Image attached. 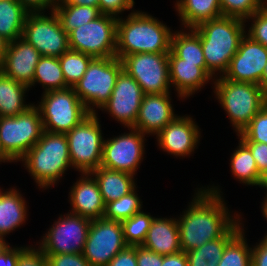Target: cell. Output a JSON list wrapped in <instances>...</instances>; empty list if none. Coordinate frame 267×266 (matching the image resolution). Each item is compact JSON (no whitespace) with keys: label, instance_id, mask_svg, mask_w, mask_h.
Segmentation results:
<instances>
[{"label":"cell","instance_id":"obj_1","mask_svg":"<svg viewBox=\"0 0 267 266\" xmlns=\"http://www.w3.org/2000/svg\"><path fill=\"white\" fill-rule=\"evenodd\" d=\"M220 192L214 186L200 188L189 208L177 219L181 251L199 248L222 237L240 219L238 214L231 217Z\"/></svg>","mask_w":267,"mask_h":266},{"label":"cell","instance_id":"obj_2","mask_svg":"<svg viewBox=\"0 0 267 266\" xmlns=\"http://www.w3.org/2000/svg\"><path fill=\"white\" fill-rule=\"evenodd\" d=\"M172 34L160 20L133 10L126 20L118 17L116 57L121 60L130 54L169 53Z\"/></svg>","mask_w":267,"mask_h":266},{"label":"cell","instance_id":"obj_3","mask_svg":"<svg viewBox=\"0 0 267 266\" xmlns=\"http://www.w3.org/2000/svg\"><path fill=\"white\" fill-rule=\"evenodd\" d=\"M244 23L246 21L239 18L220 16L193 28L200 37L207 74L211 78L217 71L220 76L226 72L247 32Z\"/></svg>","mask_w":267,"mask_h":266},{"label":"cell","instance_id":"obj_4","mask_svg":"<svg viewBox=\"0 0 267 266\" xmlns=\"http://www.w3.org/2000/svg\"><path fill=\"white\" fill-rule=\"evenodd\" d=\"M40 188H49L72 167L66 134L43 131L41 138L19 160Z\"/></svg>","mask_w":267,"mask_h":266},{"label":"cell","instance_id":"obj_5","mask_svg":"<svg viewBox=\"0 0 267 266\" xmlns=\"http://www.w3.org/2000/svg\"><path fill=\"white\" fill-rule=\"evenodd\" d=\"M214 79L216 98L239 134L267 103L266 93L258 84L228 80L222 75Z\"/></svg>","mask_w":267,"mask_h":266},{"label":"cell","instance_id":"obj_6","mask_svg":"<svg viewBox=\"0 0 267 266\" xmlns=\"http://www.w3.org/2000/svg\"><path fill=\"white\" fill-rule=\"evenodd\" d=\"M43 93L36 107L40 111L44 131L66 134L90 114L73 87Z\"/></svg>","mask_w":267,"mask_h":266},{"label":"cell","instance_id":"obj_7","mask_svg":"<svg viewBox=\"0 0 267 266\" xmlns=\"http://www.w3.org/2000/svg\"><path fill=\"white\" fill-rule=\"evenodd\" d=\"M122 70V61L117 57L91 60L83 77L73 87L90 113H96L94 106L100 109L109 100Z\"/></svg>","mask_w":267,"mask_h":266},{"label":"cell","instance_id":"obj_8","mask_svg":"<svg viewBox=\"0 0 267 266\" xmlns=\"http://www.w3.org/2000/svg\"><path fill=\"white\" fill-rule=\"evenodd\" d=\"M43 131L35 104L16 116L0 117V142L3 152L13 162L19 161L37 143Z\"/></svg>","mask_w":267,"mask_h":266},{"label":"cell","instance_id":"obj_9","mask_svg":"<svg viewBox=\"0 0 267 266\" xmlns=\"http://www.w3.org/2000/svg\"><path fill=\"white\" fill-rule=\"evenodd\" d=\"M97 116L90 113L66 133L71 165L81 173H91L101 164L104 138Z\"/></svg>","mask_w":267,"mask_h":266},{"label":"cell","instance_id":"obj_10","mask_svg":"<svg viewBox=\"0 0 267 266\" xmlns=\"http://www.w3.org/2000/svg\"><path fill=\"white\" fill-rule=\"evenodd\" d=\"M118 18L101 14L68 34L69 48L93 58L116 57Z\"/></svg>","mask_w":267,"mask_h":266},{"label":"cell","instance_id":"obj_11","mask_svg":"<svg viewBox=\"0 0 267 266\" xmlns=\"http://www.w3.org/2000/svg\"><path fill=\"white\" fill-rule=\"evenodd\" d=\"M29 12L25 19L22 38L36 48L41 56L60 57L68 51L69 38L54 11ZM43 14V15H42Z\"/></svg>","mask_w":267,"mask_h":266},{"label":"cell","instance_id":"obj_12","mask_svg":"<svg viewBox=\"0 0 267 266\" xmlns=\"http://www.w3.org/2000/svg\"><path fill=\"white\" fill-rule=\"evenodd\" d=\"M169 53H137L124 56L126 71L140 85L144 94L170 93Z\"/></svg>","mask_w":267,"mask_h":266},{"label":"cell","instance_id":"obj_13","mask_svg":"<svg viewBox=\"0 0 267 266\" xmlns=\"http://www.w3.org/2000/svg\"><path fill=\"white\" fill-rule=\"evenodd\" d=\"M126 246L121 222L102 217L91 221L82 254L91 266H107Z\"/></svg>","mask_w":267,"mask_h":266},{"label":"cell","instance_id":"obj_14","mask_svg":"<svg viewBox=\"0 0 267 266\" xmlns=\"http://www.w3.org/2000/svg\"><path fill=\"white\" fill-rule=\"evenodd\" d=\"M62 215L49 229L40 248L45 255L82 253L91 224L90 219L73 213Z\"/></svg>","mask_w":267,"mask_h":266},{"label":"cell","instance_id":"obj_15","mask_svg":"<svg viewBox=\"0 0 267 266\" xmlns=\"http://www.w3.org/2000/svg\"><path fill=\"white\" fill-rule=\"evenodd\" d=\"M128 129L130 133L104 140L100 166L135 175L145 151V134L132 127Z\"/></svg>","mask_w":267,"mask_h":266},{"label":"cell","instance_id":"obj_16","mask_svg":"<svg viewBox=\"0 0 267 266\" xmlns=\"http://www.w3.org/2000/svg\"><path fill=\"white\" fill-rule=\"evenodd\" d=\"M144 92L140 85L126 71L122 70L109 100L100 110H106L116 121L124 127L131 128L138 118Z\"/></svg>","mask_w":267,"mask_h":266},{"label":"cell","instance_id":"obj_17","mask_svg":"<svg viewBox=\"0 0 267 266\" xmlns=\"http://www.w3.org/2000/svg\"><path fill=\"white\" fill-rule=\"evenodd\" d=\"M266 63L267 47L245 34L223 77L259 85Z\"/></svg>","mask_w":267,"mask_h":266},{"label":"cell","instance_id":"obj_18","mask_svg":"<svg viewBox=\"0 0 267 266\" xmlns=\"http://www.w3.org/2000/svg\"><path fill=\"white\" fill-rule=\"evenodd\" d=\"M40 57L41 55L36 48L22 37L18 38L8 43L0 71L30 88Z\"/></svg>","mask_w":267,"mask_h":266},{"label":"cell","instance_id":"obj_19","mask_svg":"<svg viewBox=\"0 0 267 266\" xmlns=\"http://www.w3.org/2000/svg\"><path fill=\"white\" fill-rule=\"evenodd\" d=\"M191 117L176 116L156 136L163 151L174 156H188L200 140V132Z\"/></svg>","mask_w":267,"mask_h":266},{"label":"cell","instance_id":"obj_20","mask_svg":"<svg viewBox=\"0 0 267 266\" xmlns=\"http://www.w3.org/2000/svg\"><path fill=\"white\" fill-rule=\"evenodd\" d=\"M173 110L170 93L144 94L138 118L132 128L145 135H157L177 116Z\"/></svg>","mask_w":267,"mask_h":266},{"label":"cell","instance_id":"obj_21","mask_svg":"<svg viewBox=\"0 0 267 266\" xmlns=\"http://www.w3.org/2000/svg\"><path fill=\"white\" fill-rule=\"evenodd\" d=\"M81 176L69 192L71 213L90 220L102 218L105 212V203L99 185L91 173H82Z\"/></svg>","mask_w":267,"mask_h":266},{"label":"cell","instance_id":"obj_22","mask_svg":"<svg viewBox=\"0 0 267 266\" xmlns=\"http://www.w3.org/2000/svg\"><path fill=\"white\" fill-rule=\"evenodd\" d=\"M170 85L175 87L178 96L187 98L201 89L211 78L198 63L185 62L171 50L168 56Z\"/></svg>","mask_w":267,"mask_h":266},{"label":"cell","instance_id":"obj_23","mask_svg":"<svg viewBox=\"0 0 267 266\" xmlns=\"http://www.w3.org/2000/svg\"><path fill=\"white\" fill-rule=\"evenodd\" d=\"M142 246L161 255L181 251L177 219L154 217Z\"/></svg>","mask_w":267,"mask_h":266},{"label":"cell","instance_id":"obj_24","mask_svg":"<svg viewBox=\"0 0 267 266\" xmlns=\"http://www.w3.org/2000/svg\"><path fill=\"white\" fill-rule=\"evenodd\" d=\"M97 181L105 205L127 195L136 188L134 175L99 166L91 172Z\"/></svg>","mask_w":267,"mask_h":266},{"label":"cell","instance_id":"obj_25","mask_svg":"<svg viewBox=\"0 0 267 266\" xmlns=\"http://www.w3.org/2000/svg\"><path fill=\"white\" fill-rule=\"evenodd\" d=\"M175 6L187 30L222 16L220 0H177Z\"/></svg>","mask_w":267,"mask_h":266},{"label":"cell","instance_id":"obj_26","mask_svg":"<svg viewBox=\"0 0 267 266\" xmlns=\"http://www.w3.org/2000/svg\"><path fill=\"white\" fill-rule=\"evenodd\" d=\"M26 201L16 188L0 192V236L14 231L26 221Z\"/></svg>","mask_w":267,"mask_h":266},{"label":"cell","instance_id":"obj_27","mask_svg":"<svg viewBox=\"0 0 267 266\" xmlns=\"http://www.w3.org/2000/svg\"><path fill=\"white\" fill-rule=\"evenodd\" d=\"M240 221L238 220L222 237L185 252L188 266H217L227 243L242 229Z\"/></svg>","mask_w":267,"mask_h":266},{"label":"cell","instance_id":"obj_28","mask_svg":"<svg viewBox=\"0 0 267 266\" xmlns=\"http://www.w3.org/2000/svg\"><path fill=\"white\" fill-rule=\"evenodd\" d=\"M29 88L0 71V117L16 116L27 111L33 104H24Z\"/></svg>","mask_w":267,"mask_h":266},{"label":"cell","instance_id":"obj_29","mask_svg":"<svg viewBox=\"0 0 267 266\" xmlns=\"http://www.w3.org/2000/svg\"><path fill=\"white\" fill-rule=\"evenodd\" d=\"M189 30V33L181 30L172 34L170 50L185 62L198 63L207 73L200 37L193 29Z\"/></svg>","mask_w":267,"mask_h":266},{"label":"cell","instance_id":"obj_30","mask_svg":"<svg viewBox=\"0 0 267 266\" xmlns=\"http://www.w3.org/2000/svg\"><path fill=\"white\" fill-rule=\"evenodd\" d=\"M28 13L17 0L0 1V34L9 42L21 38Z\"/></svg>","mask_w":267,"mask_h":266},{"label":"cell","instance_id":"obj_31","mask_svg":"<svg viewBox=\"0 0 267 266\" xmlns=\"http://www.w3.org/2000/svg\"><path fill=\"white\" fill-rule=\"evenodd\" d=\"M230 163L231 172L240 183L260 186L262 176L258 172L256 161L250 149L241 140L237 150L231 156Z\"/></svg>","mask_w":267,"mask_h":266},{"label":"cell","instance_id":"obj_32","mask_svg":"<svg viewBox=\"0 0 267 266\" xmlns=\"http://www.w3.org/2000/svg\"><path fill=\"white\" fill-rule=\"evenodd\" d=\"M42 84L44 92L68 88L58 57L41 56L35 67L33 82Z\"/></svg>","mask_w":267,"mask_h":266},{"label":"cell","instance_id":"obj_33","mask_svg":"<svg viewBox=\"0 0 267 266\" xmlns=\"http://www.w3.org/2000/svg\"><path fill=\"white\" fill-rule=\"evenodd\" d=\"M64 31L69 34L75 28L85 25L101 15L98 7L57 4L54 9Z\"/></svg>","mask_w":267,"mask_h":266},{"label":"cell","instance_id":"obj_34","mask_svg":"<svg viewBox=\"0 0 267 266\" xmlns=\"http://www.w3.org/2000/svg\"><path fill=\"white\" fill-rule=\"evenodd\" d=\"M242 228L226 245L217 266H251L252 248L247 244Z\"/></svg>","mask_w":267,"mask_h":266},{"label":"cell","instance_id":"obj_35","mask_svg":"<svg viewBox=\"0 0 267 266\" xmlns=\"http://www.w3.org/2000/svg\"><path fill=\"white\" fill-rule=\"evenodd\" d=\"M58 58L64 79L69 87H74L83 77L89 63L93 59L92 56L70 49Z\"/></svg>","mask_w":267,"mask_h":266},{"label":"cell","instance_id":"obj_36","mask_svg":"<svg viewBox=\"0 0 267 266\" xmlns=\"http://www.w3.org/2000/svg\"><path fill=\"white\" fill-rule=\"evenodd\" d=\"M142 211V202L140 201L136 188L120 197L119 199L109 202L105 205L104 218L114 221H125Z\"/></svg>","mask_w":267,"mask_h":266},{"label":"cell","instance_id":"obj_37","mask_svg":"<svg viewBox=\"0 0 267 266\" xmlns=\"http://www.w3.org/2000/svg\"><path fill=\"white\" fill-rule=\"evenodd\" d=\"M153 218L143 211L121 222L123 237L127 246H142Z\"/></svg>","mask_w":267,"mask_h":266},{"label":"cell","instance_id":"obj_38","mask_svg":"<svg viewBox=\"0 0 267 266\" xmlns=\"http://www.w3.org/2000/svg\"><path fill=\"white\" fill-rule=\"evenodd\" d=\"M220 4L222 16L247 21L250 16L264 7V0H220Z\"/></svg>","mask_w":267,"mask_h":266},{"label":"cell","instance_id":"obj_39","mask_svg":"<svg viewBox=\"0 0 267 266\" xmlns=\"http://www.w3.org/2000/svg\"><path fill=\"white\" fill-rule=\"evenodd\" d=\"M242 142H257L267 144V103L251 120V122L237 134Z\"/></svg>","mask_w":267,"mask_h":266},{"label":"cell","instance_id":"obj_40","mask_svg":"<svg viewBox=\"0 0 267 266\" xmlns=\"http://www.w3.org/2000/svg\"><path fill=\"white\" fill-rule=\"evenodd\" d=\"M248 19H252L253 23H251L252 25L249 28L247 35L254 41L267 47V10L263 7Z\"/></svg>","mask_w":267,"mask_h":266},{"label":"cell","instance_id":"obj_41","mask_svg":"<svg viewBox=\"0 0 267 266\" xmlns=\"http://www.w3.org/2000/svg\"><path fill=\"white\" fill-rule=\"evenodd\" d=\"M24 247L19 253V258L16 266H49L46 255L42 252L41 248Z\"/></svg>","mask_w":267,"mask_h":266},{"label":"cell","instance_id":"obj_42","mask_svg":"<svg viewBox=\"0 0 267 266\" xmlns=\"http://www.w3.org/2000/svg\"><path fill=\"white\" fill-rule=\"evenodd\" d=\"M49 266H91L82 253L46 255Z\"/></svg>","mask_w":267,"mask_h":266},{"label":"cell","instance_id":"obj_43","mask_svg":"<svg viewBox=\"0 0 267 266\" xmlns=\"http://www.w3.org/2000/svg\"><path fill=\"white\" fill-rule=\"evenodd\" d=\"M134 3V0H99V10L101 14L118 18L122 11L132 9Z\"/></svg>","mask_w":267,"mask_h":266},{"label":"cell","instance_id":"obj_44","mask_svg":"<svg viewBox=\"0 0 267 266\" xmlns=\"http://www.w3.org/2000/svg\"><path fill=\"white\" fill-rule=\"evenodd\" d=\"M251 151L259 174L262 176L267 172V144L257 142H243Z\"/></svg>","mask_w":267,"mask_h":266},{"label":"cell","instance_id":"obj_45","mask_svg":"<svg viewBox=\"0 0 267 266\" xmlns=\"http://www.w3.org/2000/svg\"><path fill=\"white\" fill-rule=\"evenodd\" d=\"M137 266H161L163 255L153 252L143 246H136Z\"/></svg>","mask_w":267,"mask_h":266},{"label":"cell","instance_id":"obj_46","mask_svg":"<svg viewBox=\"0 0 267 266\" xmlns=\"http://www.w3.org/2000/svg\"><path fill=\"white\" fill-rule=\"evenodd\" d=\"M107 266H137L136 246H126Z\"/></svg>","mask_w":267,"mask_h":266},{"label":"cell","instance_id":"obj_47","mask_svg":"<svg viewBox=\"0 0 267 266\" xmlns=\"http://www.w3.org/2000/svg\"><path fill=\"white\" fill-rule=\"evenodd\" d=\"M28 12H42L46 8L54 11L60 0H17Z\"/></svg>","mask_w":267,"mask_h":266},{"label":"cell","instance_id":"obj_48","mask_svg":"<svg viewBox=\"0 0 267 266\" xmlns=\"http://www.w3.org/2000/svg\"><path fill=\"white\" fill-rule=\"evenodd\" d=\"M251 266H267V241L262 240L252 248Z\"/></svg>","mask_w":267,"mask_h":266},{"label":"cell","instance_id":"obj_49","mask_svg":"<svg viewBox=\"0 0 267 266\" xmlns=\"http://www.w3.org/2000/svg\"><path fill=\"white\" fill-rule=\"evenodd\" d=\"M23 249V247L12 248L9 246L4 252L0 254V266H16L19 258V253Z\"/></svg>","mask_w":267,"mask_h":266},{"label":"cell","instance_id":"obj_50","mask_svg":"<svg viewBox=\"0 0 267 266\" xmlns=\"http://www.w3.org/2000/svg\"><path fill=\"white\" fill-rule=\"evenodd\" d=\"M161 266H188L185 252L179 251L175 254L163 255V263Z\"/></svg>","mask_w":267,"mask_h":266},{"label":"cell","instance_id":"obj_51","mask_svg":"<svg viewBox=\"0 0 267 266\" xmlns=\"http://www.w3.org/2000/svg\"><path fill=\"white\" fill-rule=\"evenodd\" d=\"M58 4H72L99 8V0H60Z\"/></svg>","mask_w":267,"mask_h":266},{"label":"cell","instance_id":"obj_52","mask_svg":"<svg viewBox=\"0 0 267 266\" xmlns=\"http://www.w3.org/2000/svg\"><path fill=\"white\" fill-rule=\"evenodd\" d=\"M9 41L0 34V65L4 59Z\"/></svg>","mask_w":267,"mask_h":266},{"label":"cell","instance_id":"obj_53","mask_svg":"<svg viewBox=\"0 0 267 266\" xmlns=\"http://www.w3.org/2000/svg\"><path fill=\"white\" fill-rule=\"evenodd\" d=\"M260 87L263 89V91L267 94V63L265 65L262 77H261V82H260Z\"/></svg>","mask_w":267,"mask_h":266},{"label":"cell","instance_id":"obj_54","mask_svg":"<svg viewBox=\"0 0 267 266\" xmlns=\"http://www.w3.org/2000/svg\"><path fill=\"white\" fill-rule=\"evenodd\" d=\"M13 162L4 152L0 142V162Z\"/></svg>","mask_w":267,"mask_h":266},{"label":"cell","instance_id":"obj_55","mask_svg":"<svg viewBox=\"0 0 267 266\" xmlns=\"http://www.w3.org/2000/svg\"><path fill=\"white\" fill-rule=\"evenodd\" d=\"M8 247H9V245L5 241V238H3L2 236H0V254L2 252H4Z\"/></svg>","mask_w":267,"mask_h":266},{"label":"cell","instance_id":"obj_56","mask_svg":"<svg viewBox=\"0 0 267 266\" xmlns=\"http://www.w3.org/2000/svg\"><path fill=\"white\" fill-rule=\"evenodd\" d=\"M260 187H264L267 189V172L265 174L262 175V179L260 182ZM267 199V194H266V198Z\"/></svg>","mask_w":267,"mask_h":266},{"label":"cell","instance_id":"obj_57","mask_svg":"<svg viewBox=\"0 0 267 266\" xmlns=\"http://www.w3.org/2000/svg\"><path fill=\"white\" fill-rule=\"evenodd\" d=\"M265 201H264V203H262L263 204V206H262V213H263V216L264 217H267V199H264Z\"/></svg>","mask_w":267,"mask_h":266},{"label":"cell","instance_id":"obj_58","mask_svg":"<svg viewBox=\"0 0 267 266\" xmlns=\"http://www.w3.org/2000/svg\"><path fill=\"white\" fill-rule=\"evenodd\" d=\"M264 8L267 10V0H264Z\"/></svg>","mask_w":267,"mask_h":266},{"label":"cell","instance_id":"obj_59","mask_svg":"<svg viewBox=\"0 0 267 266\" xmlns=\"http://www.w3.org/2000/svg\"><path fill=\"white\" fill-rule=\"evenodd\" d=\"M266 218V220H267V217H265ZM262 239H264V240H266L267 241V235L266 236H264V238H262Z\"/></svg>","mask_w":267,"mask_h":266}]
</instances>
